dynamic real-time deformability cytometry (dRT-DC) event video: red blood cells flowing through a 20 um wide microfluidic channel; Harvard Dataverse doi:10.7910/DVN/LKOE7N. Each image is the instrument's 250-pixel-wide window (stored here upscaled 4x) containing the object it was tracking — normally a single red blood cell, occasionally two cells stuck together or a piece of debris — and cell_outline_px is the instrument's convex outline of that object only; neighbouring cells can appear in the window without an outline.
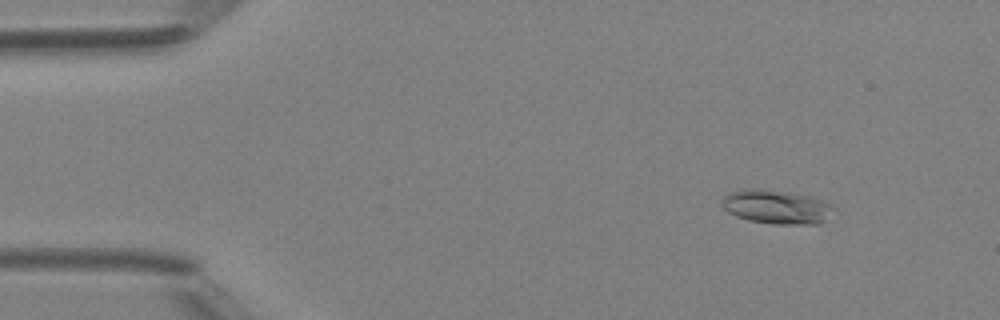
{"species": "Egyptian fruit bat (a non-hibernating species)", "species_latin": "Rousettus aegyptiacus", "temperature_condition": "room temperature", "stored_images_in_passage": 16, "camera_frame_rate_fps": 3000, "um_per_image_px": 0.085, "animal": {"sex": "female"}, "frame": {"image": 1, "passage_image": 6, "time_ms": 1.667, "image_size_px": [1000, 320], "cell_outline_px": [[832, 208], [824, 220], [820, 224], [776, 224], [748, 220], [736, 216], [728, 212], [724, 208], [724, 196], [732, 192], [744, 188], [760, 188], [788, 192], [808, 196], [824, 200]], "centroid_in_image_um": [65.97, 17.58], "position_along_channel_um": 19.0, "area_um2": 21.68}}